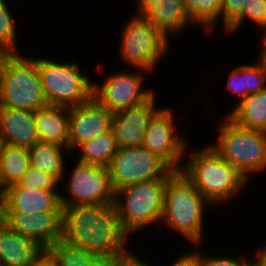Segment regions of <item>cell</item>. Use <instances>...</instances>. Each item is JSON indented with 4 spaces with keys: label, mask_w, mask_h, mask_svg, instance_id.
<instances>
[{
    "label": "cell",
    "mask_w": 266,
    "mask_h": 266,
    "mask_svg": "<svg viewBox=\"0 0 266 266\" xmlns=\"http://www.w3.org/2000/svg\"><path fill=\"white\" fill-rule=\"evenodd\" d=\"M46 250L36 241L0 226V266H33Z\"/></svg>",
    "instance_id": "obj_18"
},
{
    "label": "cell",
    "mask_w": 266,
    "mask_h": 266,
    "mask_svg": "<svg viewBox=\"0 0 266 266\" xmlns=\"http://www.w3.org/2000/svg\"><path fill=\"white\" fill-rule=\"evenodd\" d=\"M33 266H56L50 257L45 253Z\"/></svg>",
    "instance_id": "obj_39"
},
{
    "label": "cell",
    "mask_w": 266,
    "mask_h": 266,
    "mask_svg": "<svg viewBox=\"0 0 266 266\" xmlns=\"http://www.w3.org/2000/svg\"><path fill=\"white\" fill-rule=\"evenodd\" d=\"M4 223L3 199L0 195V226Z\"/></svg>",
    "instance_id": "obj_40"
},
{
    "label": "cell",
    "mask_w": 266,
    "mask_h": 266,
    "mask_svg": "<svg viewBox=\"0 0 266 266\" xmlns=\"http://www.w3.org/2000/svg\"><path fill=\"white\" fill-rule=\"evenodd\" d=\"M37 66L48 105L73 107L93 98L94 83L76 62L38 58Z\"/></svg>",
    "instance_id": "obj_7"
},
{
    "label": "cell",
    "mask_w": 266,
    "mask_h": 266,
    "mask_svg": "<svg viewBox=\"0 0 266 266\" xmlns=\"http://www.w3.org/2000/svg\"><path fill=\"white\" fill-rule=\"evenodd\" d=\"M107 168L114 191L130 184L168 178L175 171L143 145L118 148Z\"/></svg>",
    "instance_id": "obj_9"
},
{
    "label": "cell",
    "mask_w": 266,
    "mask_h": 266,
    "mask_svg": "<svg viewBox=\"0 0 266 266\" xmlns=\"http://www.w3.org/2000/svg\"><path fill=\"white\" fill-rule=\"evenodd\" d=\"M139 72L121 71L110 74L102 85L94 83L93 97L111 113L138 105L147 100L155 91L143 88V69Z\"/></svg>",
    "instance_id": "obj_11"
},
{
    "label": "cell",
    "mask_w": 266,
    "mask_h": 266,
    "mask_svg": "<svg viewBox=\"0 0 266 266\" xmlns=\"http://www.w3.org/2000/svg\"><path fill=\"white\" fill-rule=\"evenodd\" d=\"M167 179L130 184L115 191L114 205L121 227L128 235L153 222H161Z\"/></svg>",
    "instance_id": "obj_5"
},
{
    "label": "cell",
    "mask_w": 266,
    "mask_h": 266,
    "mask_svg": "<svg viewBox=\"0 0 266 266\" xmlns=\"http://www.w3.org/2000/svg\"><path fill=\"white\" fill-rule=\"evenodd\" d=\"M208 147V148H207ZM195 149L181 168L196 189L211 204H223L241 193L247 180L211 146Z\"/></svg>",
    "instance_id": "obj_3"
},
{
    "label": "cell",
    "mask_w": 266,
    "mask_h": 266,
    "mask_svg": "<svg viewBox=\"0 0 266 266\" xmlns=\"http://www.w3.org/2000/svg\"><path fill=\"white\" fill-rule=\"evenodd\" d=\"M143 15L168 40L169 33H181L190 23L193 24L182 0H158V4Z\"/></svg>",
    "instance_id": "obj_20"
},
{
    "label": "cell",
    "mask_w": 266,
    "mask_h": 266,
    "mask_svg": "<svg viewBox=\"0 0 266 266\" xmlns=\"http://www.w3.org/2000/svg\"><path fill=\"white\" fill-rule=\"evenodd\" d=\"M155 92L144 102L113 114L112 131L118 148L142 146L149 119L159 109Z\"/></svg>",
    "instance_id": "obj_15"
},
{
    "label": "cell",
    "mask_w": 266,
    "mask_h": 266,
    "mask_svg": "<svg viewBox=\"0 0 266 266\" xmlns=\"http://www.w3.org/2000/svg\"><path fill=\"white\" fill-rule=\"evenodd\" d=\"M193 24L202 25L211 31L222 18V0H182Z\"/></svg>",
    "instance_id": "obj_27"
},
{
    "label": "cell",
    "mask_w": 266,
    "mask_h": 266,
    "mask_svg": "<svg viewBox=\"0 0 266 266\" xmlns=\"http://www.w3.org/2000/svg\"><path fill=\"white\" fill-rule=\"evenodd\" d=\"M76 150L81 152L77 161L108 167L112 157L118 150V145L111 130L97 138L82 143Z\"/></svg>",
    "instance_id": "obj_25"
},
{
    "label": "cell",
    "mask_w": 266,
    "mask_h": 266,
    "mask_svg": "<svg viewBox=\"0 0 266 266\" xmlns=\"http://www.w3.org/2000/svg\"><path fill=\"white\" fill-rule=\"evenodd\" d=\"M37 58L0 54V106L37 111L48 105Z\"/></svg>",
    "instance_id": "obj_4"
},
{
    "label": "cell",
    "mask_w": 266,
    "mask_h": 266,
    "mask_svg": "<svg viewBox=\"0 0 266 266\" xmlns=\"http://www.w3.org/2000/svg\"><path fill=\"white\" fill-rule=\"evenodd\" d=\"M259 250H261L266 255V245L262 249H259Z\"/></svg>",
    "instance_id": "obj_41"
},
{
    "label": "cell",
    "mask_w": 266,
    "mask_h": 266,
    "mask_svg": "<svg viewBox=\"0 0 266 266\" xmlns=\"http://www.w3.org/2000/svg\"><path fill=\"white\" fill-rule=\"evenodd\" d=\"M227 87L241 97L238 104L249 94L266 90V69L257 64L244 63L231 70Z\"/></svg>",
    "instance_id": "obj_24"
},
{
    "label": "cell",
    "mask_w": 266,
    "mask_h": 266,
    "mask_svg": "<svg viewBox=\"0 0 266 266\" xmlns=\"http://www.w3.org/2000/svg\"><path fill=\"white\" fill-rule=\"evenodd\" d=\"M174 115L171 109L159 107L148 121L143 146L173 170H181L187 141L177 133Z\"/></svg>",
    "instance_id": "obj_12"
},
{
    "label": "cell",
    "mask_w": 266,
    "mask_h": 266,
    "mask_svg": "<svg viewBox=\"0 0 266 266\" xmlns=\"http://www.w3.org/2000/svg\"><path fill=\"white\" fill-rule=\"evenodd\" d=\"M245 1L222 0V20L226 31L242 17V6L245 5Z\"/></svg>",
    "instance_id": "obj_31"
},
{
    "label": "cell",
    "mask_w": 266,
    "mask_h": 266,
    "mask_svg": "<svg viewBox=\"0 0 266 266\" xmlns=\"http://www.w3.org/2000/svg\"><path fill=\"white\" fill-rule=\"evenodd\" d=\"M30 166L52 174L59 182L65 177V156L68 148L60 144L38 141L28 148ZM64 153V154H63Z\"/></svg>",
    "instance_id": "obj_22"
},
{
    "label": "cell",
    "mask_w": 266,
    "mask_h": 266,
    "mask_svg": "<svg viewBox=\"0 0 266 266\" xmlns=\"http://www.w3.org/2000/svg\"><path fill=\"white\" fill-rule=\"evenodd\" d=\"M183 256L180 255L178 257L177 261L171 265V266H202V261H201V253H187V254H182Z\"/></svg>",
    "instance_id": "obj_34"
},
{
    "label": "cell",
    "mask_w": 266,
    "mask_h": 266,
    "mask_svg": "<svg viewBox=\"0 0 266 266\" xmlns=\"http://www.w3.org/2000/svg\"><path fill=\"white\" fill-rule=\"evenodd\" d=\"M221 123L217 143L211 147L246 180L250 173L264 171L266 132L241 128L227 116Z\"/></svg>",
    "instance_id": "obj_6"
},
{
    "label": "cell",
    "mask_w": 266,
    "mask_h": 266,
    "mask_svg": "<svg viewBox=\"0 0 266 266\" xmlns=\"http://www.w3.org/2000/svg\"><path fill=\"white\" fill-rule=\"evenodd\" d=\"M226 115L236 125L266 132V90L249 94Z\"/></svg>",
    "instance_id": "obj_21"
},
{
    "label": "cell",
    "mask_w": 266,
    "mask_h": 266,
    "mask_svg": "<svg viewBox=\"0 0 266 266\" xmlns=\"http://www.w3.org/2000/svg\"><path fill=\"white\" fill-rule=\"evenodd\" d=\"M202 266H247V259H235L234 257H216V256H202L201 255Z\"/></svg>",
    "instance_id": "obj_32"
},
{
    "label": "cell",
    "mask_w": 266,
    "mask_h": 266,
    "mask_svg": "<svg viewBox=\"0 0 266 266\" xmlns=\"http://www.w3.org/2000/svg\"><path fill=\"white\" fill-rule=\"evenodd\" d=\"M263 33H264V35H263L264 42L262 45L263 49L260 50L261 51L260 56H259L260 59L258 61L266 69V29L264 30Z\"/></svg>",
    "instance_id": "obj_38"
},
{
    "label": "cell",
    "mask_w": 266,
    "mask_h": 266,
    "mask_svg": "<svg viewBox=\"0 0 266 266\" xmlns=\"http://www.w3.org/2000/svg\"><path fill=\"white\" fill-rule=\"evenodd\" d=\"M121 29V60L134 69L155 71L156 63L168 53L169 40L142 14L133 15Z\"/></svg>",
    "instance_id": "obj_8"
},
{
    "label": "cell",
    "mask_w": 266,
    "mask_h": 266,
    "mask_svg": "<svg viewBox=\"0 0 266 266\" xmlns=\"http://www.w3.org/2000/svg\"><path fill=\"white\" fill-rule=\"evenodd\" d=\"M4 213L38 214L63 211L60 190L30 189L18 183L2 191Z\"/></svg>",
    "instance_id": "obj_16"
},
{
    "label": "cell",
    "mask_w": 266,
    "mask_h": 266,
    "mask_svg": "<svg viewBox=\"0 0 266 266\" xmlns=\"http://www.w3.org/2000/svg\"><path fill=\"white\" fill-rule=\"evenodd\" d=\"M63 218V238L96 256L129 249V235L121 227L114 202L63 207Z\"/></svg>",
    "instance_id": "obj_1"
},
{
    "label": "cell",
    "mask_w": 266,
    "mask_h": 266,
    "mask_svg": "<svg viewBox=\"0 0 266 266\" xmlns=\"http://www.w3.org/2000/svg\"><path fill=\"white\" fill-rule=\"evenodd\" d=\"M256 254L258 255L256 259L249 260L247 266H266V255L261 250H258Z\"/></svg>",
    "instance_id": "obj_37"
},
{
    "label": "cell",
    "mask_w": 266,
    "mask_h": 266,
    "mask_svg": "<svg viewBox=\"0 0 266 266\" xmlns=\"http://www.w3.org/2000/svg\"><path fill=\"white\" fill-rule=\"evenodd\" d=\"M63 211L38 214L4 213V224L12 231L36 241L45 250L63 237Z\"/></svg>",
    "instance_id": "obj_14"
},
{
    "label": "cell",
    "mask_w": 266,
    "mask_h": 266,
    "mask_svg": "<svg viewBox=\"0 0 266 266\" xmlns=\"http://www.w3.org/2000/svg\"><path fill=\"white\" fill-rule=\"evenodd\" d=\"M10 11L8 3L0 0V54H18L15 19Z\"/></svg>",
    "instance_id": "obj_28"
},
{
    "label": "cell",
    "mask_w": 266,
    "mask_h": 266,
    "mask_svg": "<svg viewBox=\"0 0 266 266\" xmlns=\"http://www.w3.org/2000/svg\"><path fill=\"white\" fill-rule=\"evenodd\" d=\"M119 255L95 256L88 266H118Z\"/></svg>",
    "instance_id": "obj_35"
},
{
    "label": "cell",
    "mask_w": 266,
    "mask_h": 266,
    "mask_svg": "<svg viewBox=\"0 0 266 266\" xmlns=\"http://www.w3.org/2000/svg\"><path fill=\"white\" fill-rule=\"evenodd\" d=\"M246 18L261 30L266 29V0H246L242 6V17L226 33H234Z\"/></svg>",
    "instance_id": "obj_29"
},
{
    "label": "cell",
    "mask_w": 266,
    "mask_h": 266,
    "mask_svg": "<svg viewBox=\"0 0 266 266\" xmlns=\"http://www.w3.org/2000/svg\"><path fill=\"white\" fill-rule=\"evenodd\" d=\"M65 184L67 195L60 193L63 207L114 202L108 168L77 161Z\"/></svg>",
    "instance_id": "obj_10"
},
{
    "label": "cell",
    "mask_w": 266,
    "mask_h": 266,
    "mask_svg": "<svg viewBox=\"0 0 266 266\" xmlns=\"http://www.w3.org/2000/svg\"><path fill=\"white\" fill-rule=\"evenodd\" d=\"M206 205L211 204L192 181L182 170H175L166 181L161 222L182 237H186L190 243L199 246L204 235L203 219Z\"/></svg>",
    "instance_id": "obj_2"
},
{
    "label": "cell",
    "mask_w": 266,
    "mask_h": 266,
    "mask_svg": "<svg viewBox=\"0 0 266 266\" xmlns=\"http://www.w3.org/2000/svg\"><path fill=\"white\" fill-rule=\"evenodd\" d=\"M30 167L27 147L0 145V188L2 191L17 184Z\"/></svg>",
    "instance_id": "obj_23"
},
{
    "label": "cell",
    "mask_w": 266,
    "mask_h": 266,
    "mask_svg": "<svg viewBox=\"0 0 266 266\" xmlns=\"http://www.w3.org/2000/svg\"><path fill=\"white\" fill-rule=\"evenodd\" d=\"M158 4V0H137V14H144L151 6Z\"/></svg>",
    "instance_id": "obj_36"
},
{
    "label": "cell",
    "mask_w": 266,
    "mask_h": 266,
    "mask_svg": "<svg viewBox=\"0 0 266 266\" xmlns=\"http://www.w3.org/2000/svg\"><path fill=\"white\" fill-rule=\"evenodd\" d=\"M0 141L27 148L38 142L35 111L0 106Z\"/></svg>",
    "instance_id": "obj_17"
},
{
    "label": "cell",
    "mask_w": 266,
    "mask_h": 266,
    "mask_svg": "<svg viewBox=\"0 0 266 266\" xmlns=\"http://www.w3.org/2000/svg\"><path fill=\"white\" fill-rule=\"evenodd\" d=\"M118 266H150L147 261L143 262L141 258L129 249L119 254Z\"/></svg>",
    "instance_id": "obj_33"
},
{
    "label": "cell",
    "mask_w": 266,
    "mask_h": 266,
    "mask_svg": "<svg viewBox=\"0 0 266 266\" xmlns=\"http://www.w3.org/2000/svg\"><path fill=\"white\" fill-rule=\"evenodd\" d=\"M60 182L52 175L30 166L18 184L30 189L59 190Z\"/></svg>",
    "instance_id": "obj_30"
},
{
    "label": "cell",
    "mask_w": 266,
    "mask_h": 266,
    "mask_svg": "<svg viewBox=\"0 0 266 266\" xmlns=\"http://www.w3.org/2000/svg\"><path fill=\"white\" fill-rule=\"evenodd\" d=\"M56 266H88L96 256L90 251L70 243L63 237L46 250Z\"/></svg>",
    "instance_id": "obj_26"
},
{
    "label": "cell",
    "mask_w": 266,
    "mask_h": 266,
    "mask_svg": "<svg viewBox=\"0 0 266 266\" xmlns=\"http://www.w3.org/2000/svg\"><path fill=\"white\" fill-rule=\"evenodd\" d=\"M113 113L94 97L86 103L69 107V151L112 129Z\"/></svg>",
    "instance_id": "obj_13"
},
{
    "label": "cell",
    "mask_w": 266,
    "mask_h": 266,
    "mask_svg": "<svg viewBox=\"0 0 266 266\" xmlns=\"http://www.w3.org/2000/svg\"><path fill=\"white\" fill-rule=\"evenodd\" d=\"M38 140L60 144L69 150V107L47 105L35 111Z\"/></svg>",
    "instance_id": "obj_19"
}]
</instances>
